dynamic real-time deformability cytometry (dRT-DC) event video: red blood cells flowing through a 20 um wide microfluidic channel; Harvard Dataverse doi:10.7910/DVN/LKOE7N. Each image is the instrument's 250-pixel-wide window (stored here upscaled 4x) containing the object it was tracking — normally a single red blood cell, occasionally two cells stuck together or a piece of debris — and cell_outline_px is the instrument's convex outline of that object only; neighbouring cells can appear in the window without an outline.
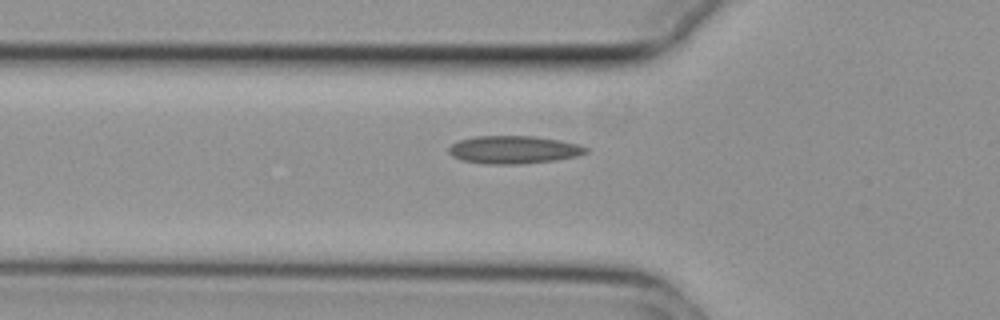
{"species": "common noctule bat (a hibernating species)", "species_latin": "Nyctalus noctula", "temperature_condition": "cold", "stored_images_in_passage": 35, "camera_frame_rate_fps": 3000, "um_per_image_px": 0.085, "animal": {"sex": "female", "body_mass_g": 29.2, "forearm_length_mm": 56.3}, "frame": {"image": 1, "passage_image": 2, "time_ms": 0.333, "image_size_px": [1000, 320], "cell_outline_px": [[588, 152], [576, 156], [556, 160], [520, 164], [488, 164], [464, 160], [452, 156], [448, 152], [448, 148], [452, 144], [460, 140], [476, 136], [532, 136], [560, 140], [580, 144], [588, 148]], "centroid_in_image_um": [43.69, 12.72], "position_along_channel_um": 82.1, "area_um2": 22.2}}
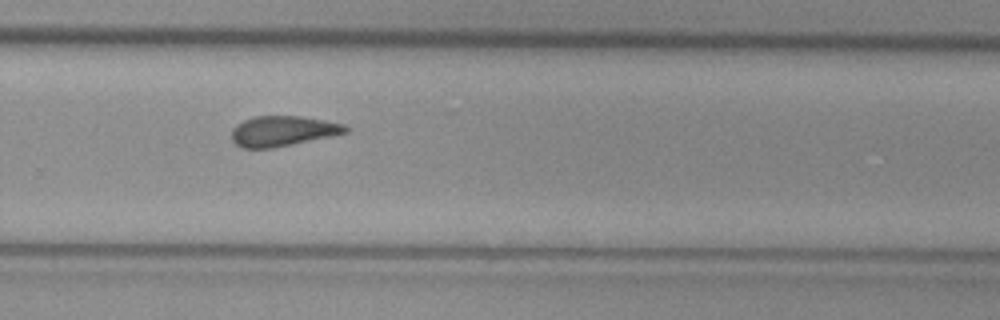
{"frame": {"image": 2, "passage_image": 20, "time_ms": 6.333, "image_size_px": [1000, 320], "cell_outline_px": [[348, 132], [272, 148], [240, 148], [232, 140], [232, 128], [236, 124], [244, 120], [256, 116], [304, 116], [344, 124], [348, 128]], "centroid_in_image_um": [24.0, 11.13], "position_along_channel_um": 305.8, "area_um2": 19.94}}
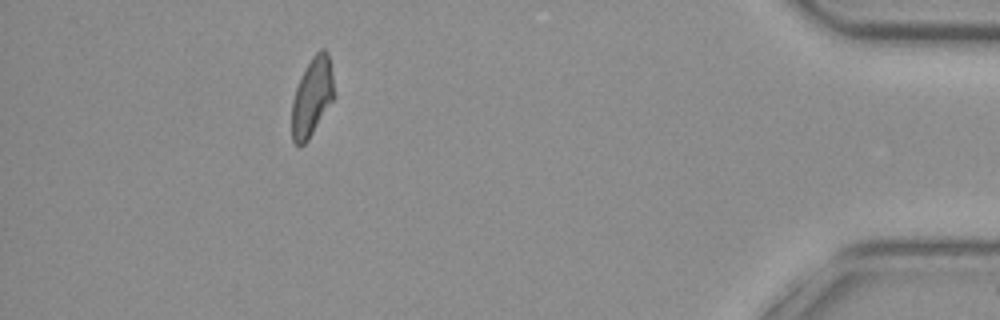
{"frame": {"image": 3, "passage_image": 33, "time_ms": 10.667, "image_size_px": [1000, 320], "cell_outline_px": [[336, 96], [308, 140], [300, 148], [292, 140], [292, 100], [296, 88], [304, 68], [312, 56], [320, 48], [324, 48], [328, 52]], "centroid_in_image_um": [26.54, 8.23], "position_along_channel_um": 408.7, "area_um2": 19.59}, "authors_computed_cell_mechanics": {"area_um2": 20.2878, "velocity_mm_per_s": 3.7254, "shape_relaxation_time_tau1_ms": null, "shape_relaxation_time_tau2_ms": 2.965, "deformation_change_tau1": null, "deformation_change_tau2": 0.1045}}